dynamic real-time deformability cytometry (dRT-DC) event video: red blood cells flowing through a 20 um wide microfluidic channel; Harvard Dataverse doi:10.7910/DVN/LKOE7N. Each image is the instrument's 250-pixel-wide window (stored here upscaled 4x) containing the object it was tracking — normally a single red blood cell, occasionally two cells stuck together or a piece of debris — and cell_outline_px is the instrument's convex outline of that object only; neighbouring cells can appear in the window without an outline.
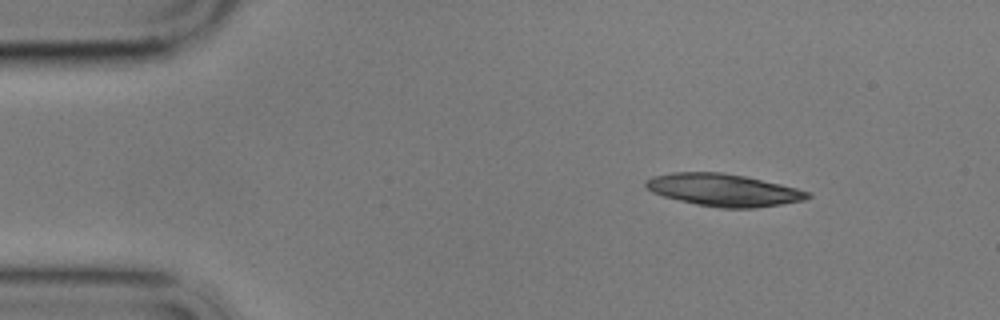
{"species": "common noctule bat (a hibernating species)", "species_latin": "Nyctalus noctula", "temperature_condition": "cold", "stored_images_in_passage": 3, "camera_frame_rate_fps": 3000, "um_per_image_px": 0.085, "animal": {"sex": "male", "body_mass_g": 17.9}, "frame": {"image": 1, "passage_image": 1, "time_ms": 0.0, "image_size_px": [1000, 320], "cell_outline_px": [[812, 196], [804, 200], [756, 208], [720, 208], [696, 204], [664, 196], [652, 192], [644, 188], [644, 180], [652, 176], [672, 172], [720, 172], [744, 176], [780, 184], [812, 192]], "centroid_in_image_um": [61.47, 16.14], "position_along_channel_um": 23.5, "area_um2": 30.52}}